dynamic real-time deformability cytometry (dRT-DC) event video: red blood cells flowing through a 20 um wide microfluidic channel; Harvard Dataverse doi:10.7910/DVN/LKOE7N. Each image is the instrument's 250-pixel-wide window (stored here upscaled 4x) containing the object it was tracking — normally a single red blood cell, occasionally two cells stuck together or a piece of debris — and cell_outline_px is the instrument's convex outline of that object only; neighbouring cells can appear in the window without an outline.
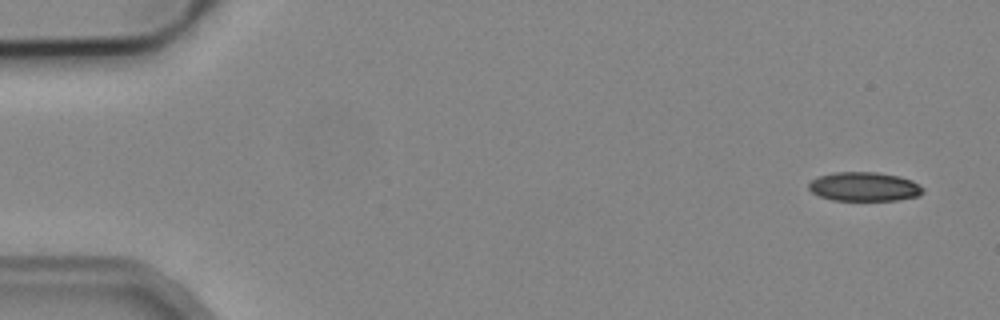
{"species": "common noctule bat (a hibernating species)", "species_latin": "Nyctalus noctula", "temperature_condition": "cold", "stored_images_in_passage": 4, "camera_frame_rate_fps": 3000, "um_per_image_px": 0.085, "animal": {"sex": "male", "body_mass_g": 19.2, "forearm_length_mm": 51.8}, "frame": {"image": 1, "passage_image": 1, "time_ms": 0.0, "image_size_px": [1000, 320], "cell_outline_px": [[924, 192], [920, 196], [900, 200], [832, 200], [820, 196], [812, 192], [808, 188], [808, 184], [812, 180], [820, 176], [836, 172], [876, 172], [900, 176], [912, 180], [924, 188]], "centroid_in_image_um": [73.5, 15.87], "position_along_channel_um": 11.5, "area_um2": 19.42}}